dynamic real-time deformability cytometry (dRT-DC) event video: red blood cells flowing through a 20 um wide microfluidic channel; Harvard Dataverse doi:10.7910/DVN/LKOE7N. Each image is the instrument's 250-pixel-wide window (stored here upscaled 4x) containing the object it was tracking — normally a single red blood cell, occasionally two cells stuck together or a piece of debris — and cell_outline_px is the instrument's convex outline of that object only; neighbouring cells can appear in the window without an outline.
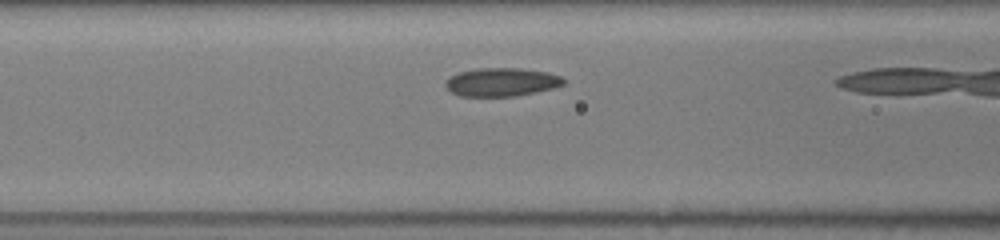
{"species": "common noctule bat (a hibernating species)", "species_latin": "Nyctalus noctula", "temperature_condition": "room temperature", "stored_images_in_passage": 7, "camera_frame_rate_fps": 3000, "um_per_image_px": 0.085, "animal": {"sex": "female", "body_mass_g": 19.5, "forearm_length_mm": 54.1}, "frame": {"image": 1, "passage_image": 6, "time_ms": 1.667, "image_size_px": [1000, 240], "cell_outline_px": [[568, 80], [564, 84], [552, 88], [536, 92], [516, 96], [460, 96], [452, 92], [444, 84], [444, 80], [460, 72], [476, 68], [520, 68], [548, 72], [560, 76]], "centroid_in_image_um": [42.65, 6.97], "position_along_channel_um": 123.9, "area_um2": 19.59}}